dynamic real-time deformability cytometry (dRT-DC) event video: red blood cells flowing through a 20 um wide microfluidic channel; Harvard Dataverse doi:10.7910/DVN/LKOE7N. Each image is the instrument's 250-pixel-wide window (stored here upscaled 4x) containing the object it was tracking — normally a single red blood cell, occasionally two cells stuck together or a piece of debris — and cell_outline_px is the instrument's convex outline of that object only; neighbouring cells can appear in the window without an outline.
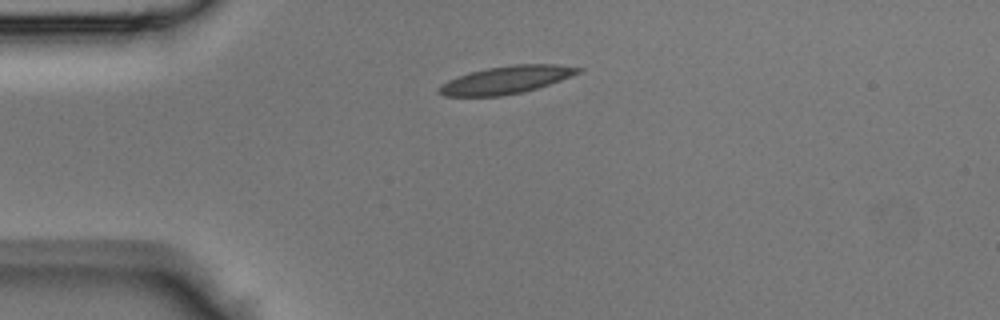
{"species": "Egyptian fruit bat (a non-hibernating species)", "species_latin": "Rousettus aegyptiacus", "temperature_condition": "room temperature", "stored_images_in_passage": 34, "camera_frame_rate_fps": 3000, "um_per_image_px": 0.085, "animal": {"sex": "male"}, "frame": {"image": 1, "passage_image": 1, "time_ms": 0.0, "image_size_px": [1000, 320], "cell_outline_px": [[584, 68], [580, 72], [560, 80], [524, 92], [500, 96], [444, 96], [436, 92], [436, 88], [440, 84], [448, 80], [472, 72], [488, 68], [512, 64], [556, 64]], "centroid_in_image_um": [42.99, 6.79], "position_along_channel_um": 42.0, "area_um2": 22.31}}
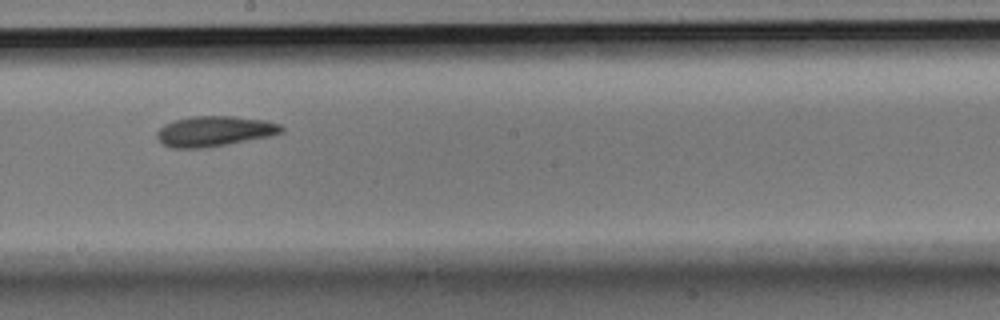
{"frame": {"image": 2, "passage_image": 15, "time_ms": 4.667, "image_size_px": [1000, 320], "cell_outline_px": [[284, 132], [272, 136], [228, 144], [204, 148], [172, 148], [160, 144], [156, 136], [156, 132], [164, 124], [172, 120], [192, 116], [232, 116], [264, 120], [280, 124], [284, 128]], "centroid_in_image_um": [18.2, 11.16], "position_along_channel_um": 230.0, "area_um2": 22.31}}
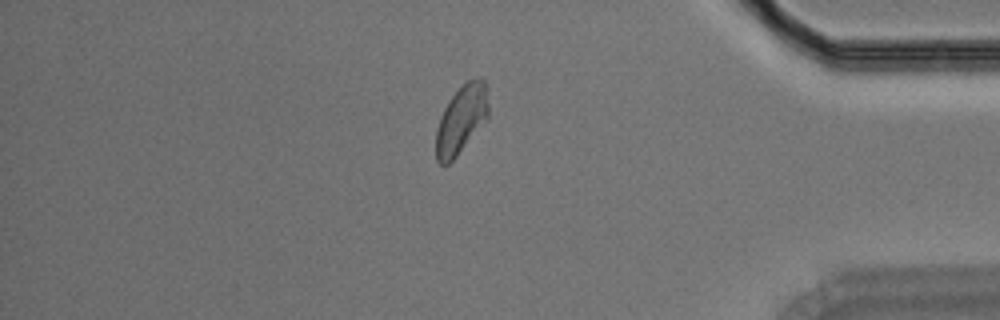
{"frame": {"image": 3, "passage_image": 28, "time_ms": 9.0, "image_size_px": [1000, 320], "cell_outline_px": [[488, 116], [456, 156], [448, 164], [440, 164], [436, 160], [436, 128], [440, 116], [444, 108], [452, 96], [468, 80], [480, 76], [484, 80], [488, 104]], "centroid_in_image_um": [39.18, 10.15], "position_along_channel_um": 396.0, "area_um2": 20.35}}